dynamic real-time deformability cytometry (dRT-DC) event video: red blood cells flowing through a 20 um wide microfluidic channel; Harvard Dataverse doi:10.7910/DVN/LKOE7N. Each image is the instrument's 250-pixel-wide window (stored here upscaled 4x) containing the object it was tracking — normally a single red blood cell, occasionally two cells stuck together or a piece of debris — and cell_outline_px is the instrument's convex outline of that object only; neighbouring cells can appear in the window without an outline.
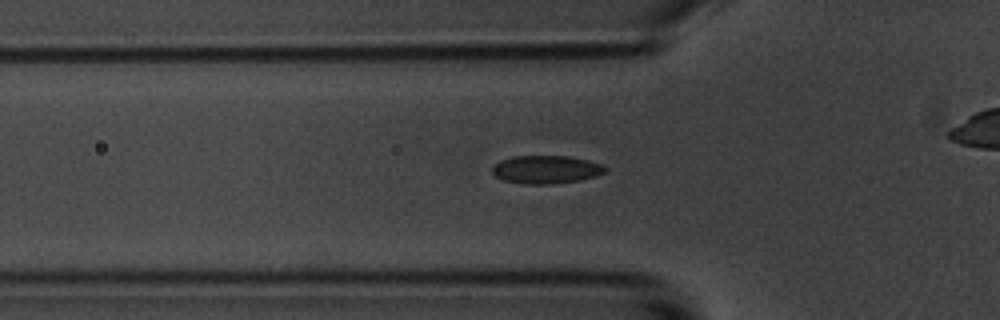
{"species": "common noctule bat (a hibernating species)", "species_latin": "Nyctalus noctula", "temperature_condition": "room temperature", "stored_images_in_passage": 39, "camera_frame_rate_fps": 3000, "um_per_image_px": 0.085, "animal": {"sex": "male", "body_mass_g": 20.1, "forearm_length_mm": 53.5}, "frame": {"image": 1, "passage_image": 7, "time_ms": 2.0, "image_size_px": [1000, 320], "cell_outline_px": [[608, 168], [604, 172], [596, 176], [580, 180], [552, 184], [524, 184], [504, 180], [496, 176], [492, 172], [492, 168], [500, 160], [512, 156], [568, 156], [588, 160], [600, 164]], "centroid_in_image_um": [46.42, 14.41], "position_along_channel_um": 79.4, "area_um2": 18.44}}
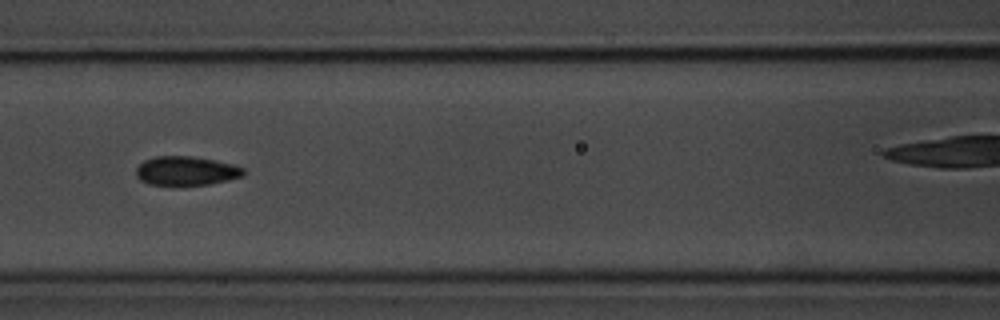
{"frame": {"image": 2, "passage_image": 13, "time_ms": 4.0, "image_size_px": [1000, 320], "cell_outline_px": [[244, 176], [208, 184], [148, 184], [140, 180], [136, 176], [136, 168], [144, 160], [156, 156], [192, 156], [232, 164], [244, 168]], "centroid_in_image_um": [15.8, 14.51], "position_along_channel_um": 150.8, "area_um2": 17.86}}
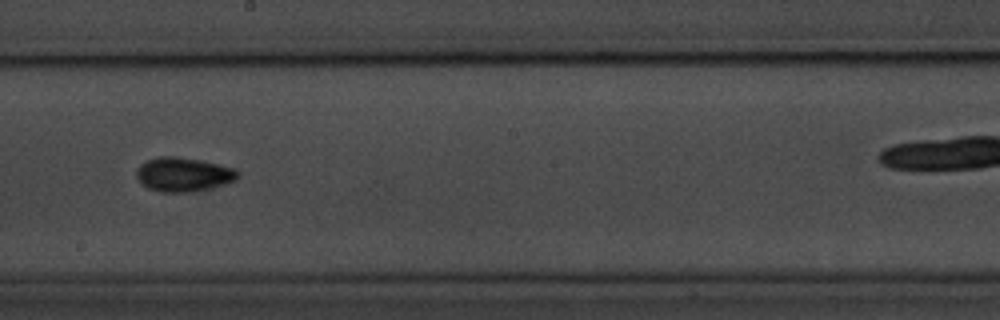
{"frame": {"image": 3, "passage_image": 20, "time_ms": 6.333, "image_size_px": [1000, 320], "cell_outline_px": [[240, 176], [236, 180], [188, 192], [160, 192], [148, 188], [136, 176], [136, 168], [140, 164], [148, 160], [160, 156], [176, 156], [200, 160], [236, 168], [240, 172]], "centroid_in_image_um": [15.58, 14.8], "position_along_channel_um": 232.6, "area_um2": 19.88}, "authors_computed_cell_mechanics": {"area_um2": 18.3226, "velocity_mm_per_s": 3.5108, "shape_relaxation_time_tau1_ms": 3.9403, "shape_relaxation_time_tau2_ms": 1.7965, "deformation_change_tau1": 0.0945, "deformation_change_tau2": 0.0592}}